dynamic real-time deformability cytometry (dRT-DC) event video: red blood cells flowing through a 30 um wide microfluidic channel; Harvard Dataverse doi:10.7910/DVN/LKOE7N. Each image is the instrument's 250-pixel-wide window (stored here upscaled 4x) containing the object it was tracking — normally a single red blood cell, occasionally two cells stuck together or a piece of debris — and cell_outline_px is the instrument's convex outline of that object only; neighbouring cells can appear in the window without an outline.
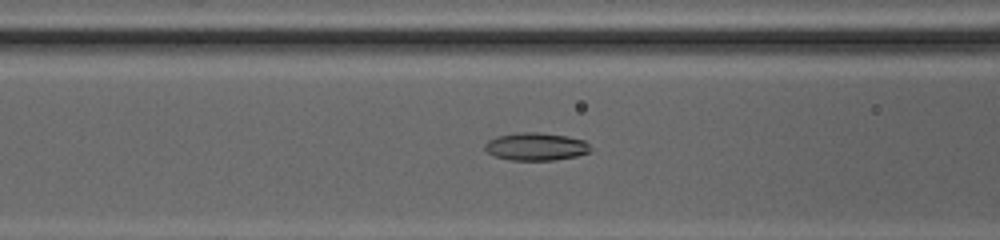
{"species": "common noctule bat (a hibernating species)", "species_latin": "Nyctalus noctula", "temperature_condition": "cold", "stored_images_in_passage": 52, "camera_frame_rate_fps": 3000, "um_per_image_px": 0.085, "animal": {"sex": "female", "body_mass_g": 20.0, "forearm_length_mm": 54.0}, "frame": {"image": 1, "passage_image": 24, "time_ms": 7.667, "image_size_px": [1000, 240], "cell_outline_px": [[592, 152], [576, 156], [556, 160], [508, 160], [496, 156], [488, 152], [484, 148], [484, 144], [488, 140], [496, 136], [520, 132], [540, 132], [568, 136], [584, 140], [592, 148]], "centroid_in_image_um": [45.58, 12.45], "position_along_channel_um": 121.0, "area_um2": 17.28}}
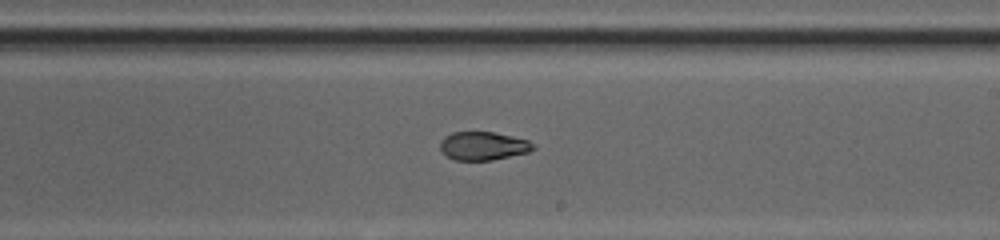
{"frame": {"image": 2, "passage_image": 33, "time_ms": 10.667, "image_size_px": [1000, 240], "cell_outline_px": [[536, 148], [528, 152], [492, 160], [452, 160], [440, 148], [440, 140], [444, 136], [452, 132], [492, 132], [512, 136], [528, 140], [536, 144]], "centroid_in_image_um": [41.08, 12.4], "position_along_channel_um": 247.9, "area_um2": 15.43}}
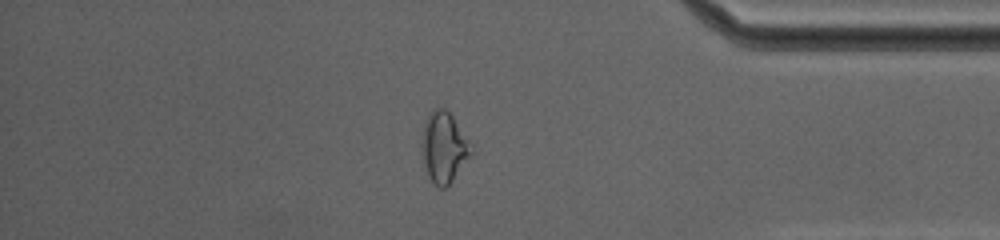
{"frame": {"image": 3, "passage_image": 45, "time_ms": 14.667, "image_size_px": [1000, 240], "cell_outline_px": [[476, 152], [452, 180], [444, 188], [440, 188], [428, 176], [424, 168], [420, 144], [424, 124], [428, 112], [432, 108], [444, 108], [452, 116]], "centroid_in_image_um": [37.73, 12.52], "position_along_channel_um": 397.5, "area_um2": 20.58}, "authors_computed_cell_mechanics": {"area_um2": 19.0162, "velocity_mm_per_s": 4.2337, "shape_relaxation_time_tau1_ms": null, "shape_relaxation_time_tau2_ms": 1.031, "deformation_change_tau1": null, "deformation_change_tau2": 0.0616}}